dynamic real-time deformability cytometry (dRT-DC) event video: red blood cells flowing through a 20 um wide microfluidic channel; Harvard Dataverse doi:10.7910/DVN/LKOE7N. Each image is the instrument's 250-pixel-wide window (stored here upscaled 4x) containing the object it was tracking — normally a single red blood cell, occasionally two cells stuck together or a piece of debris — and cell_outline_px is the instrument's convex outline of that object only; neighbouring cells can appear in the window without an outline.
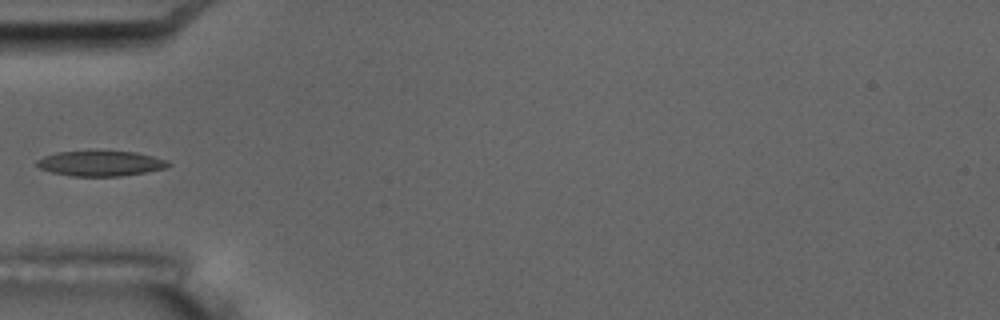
{"species": "common noctule bat (a hibernating species)", "species_latin": "Nyctalus noctula", "temperature_condition": "room temperature", "stored_images_in_passage": 7, "camera_frame_rate_fps": 3000, "um_per_image_px": 0.085, "animal": {"sex": "male", "body_mass_g": 17.5, "forearm_length_mm": 52.3}, "frame": {"image": 1, "passage_image": 5, "time_ms": 4.667, "image_size_px": [1000, 320], "cell_outline_px": [[172, 164], [164, 168], [144, 172], [120, 176], [72, 176], [52, 172], [40, 168], [36, 164], [36, 160], [44, 156], [56, 152], [136, 152], [168, 160]], "centroid_in_image_um": [8.54, 13.9], "position_along_channel_um": 76.5, "area_um2": 18.96}}